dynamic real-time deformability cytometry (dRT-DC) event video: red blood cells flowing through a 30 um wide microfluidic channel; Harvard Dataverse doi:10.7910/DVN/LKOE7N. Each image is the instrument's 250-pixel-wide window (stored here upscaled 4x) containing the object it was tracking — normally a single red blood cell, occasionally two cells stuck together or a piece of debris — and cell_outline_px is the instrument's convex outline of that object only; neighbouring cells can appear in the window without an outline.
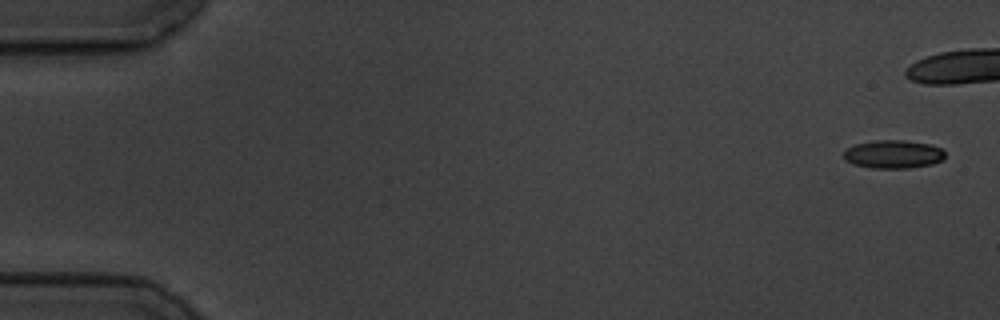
{"species": "common noctule bat (a hibernating species)", "species_latin": "Nyctalus noctula", "temperature_condition": "cold", "stored_images_in_passage": 8, "camera_frame_rate_fps": 3000, "um_per_image_px": 0.085, "animal": {"sex": "male", "body_mass_g": 19.5, "forearm_length_mm": 54.6}, "frame": {"image": 1, "passage_image": 1, "time_ms": 0.0, "image_size_px": [1000, 320], "cell_outline_px": [[944, 160], [932, 164], [908, 168], [872, 168], [852, 164], [844, 160], [844, 152], [848, 148], [856, 144], [876, 140], [904, 140], [932, 144], [940, 148], [944, 152]], "centroid_in_image_um": [75.94, 13.11], "position_along_channel_um": 9.1, "area_um2": 16.76}}